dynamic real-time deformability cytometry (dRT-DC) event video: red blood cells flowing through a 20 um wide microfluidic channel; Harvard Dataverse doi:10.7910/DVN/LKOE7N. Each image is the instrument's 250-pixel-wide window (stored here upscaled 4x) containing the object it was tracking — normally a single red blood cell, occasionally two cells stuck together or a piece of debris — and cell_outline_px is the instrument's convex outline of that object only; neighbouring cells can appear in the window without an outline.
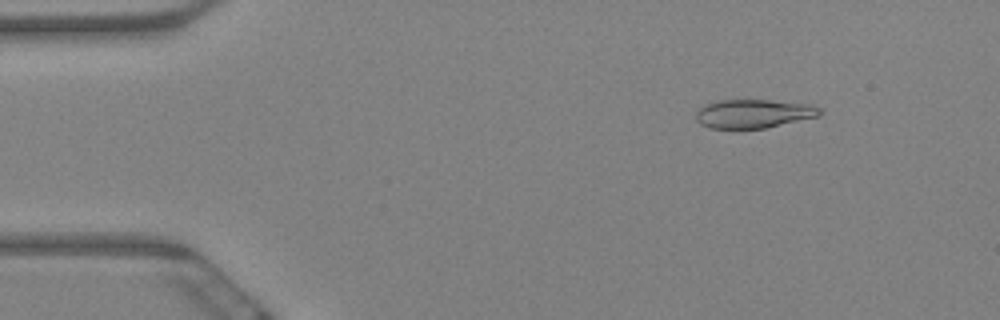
{"species": "Egyptian fruit bat (a non-hibernating species)", "species_latin": "Rousettus aegyptiacus", "temperature_condition": "warm", "stored_images_in_passage": 6, "camera_frame_rate_fps": 3000, "um_per_image_px": 0.085, "animal": {"sex": "female"}, "frame": {"image": 1, "passage_image": 3, "time_ms": 0.667, "image_size_px": [1000, 320], "cell_outline_px": [[824, 112], [820, 116], [764, 128], [708, 128], [700, 124], [696, 120], [696, 112], [704, 104], [716, 100], [768, 100], [808, 104], [820, 108]], "centroid_in_image_um": [64.04, 9.66], "position_along_channel_um": 21.0, "area_um2": 20.75}}
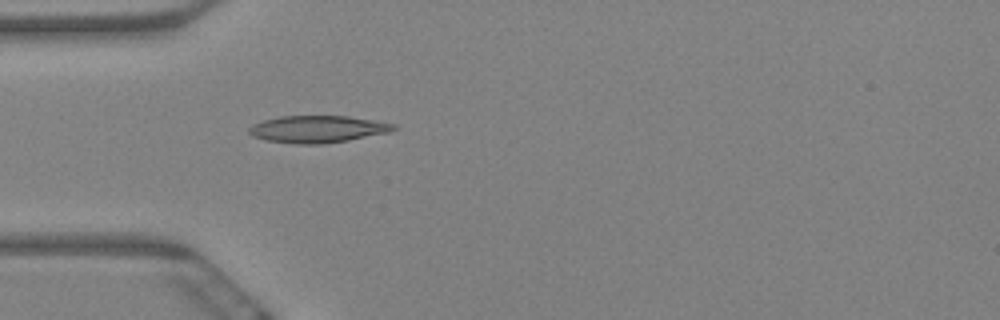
{"frame": {"image": 2, "passage_image": 6, "time_ms": 1.667, "image_size_px": [1000, 320], "cell_outline_px": [[396, 128], [388, 132], [348, 140], [320, 144], [296, 144], [268, 140], [252, 136], [248, 132], [248, 128], [252, 124], [264, 120], [280, 116], [348, 116], [396, 124]], "centroid_in_image_um": [26.96, 10.97], "position_along_channel_um": 58.0, "area_um2": 22.6}}